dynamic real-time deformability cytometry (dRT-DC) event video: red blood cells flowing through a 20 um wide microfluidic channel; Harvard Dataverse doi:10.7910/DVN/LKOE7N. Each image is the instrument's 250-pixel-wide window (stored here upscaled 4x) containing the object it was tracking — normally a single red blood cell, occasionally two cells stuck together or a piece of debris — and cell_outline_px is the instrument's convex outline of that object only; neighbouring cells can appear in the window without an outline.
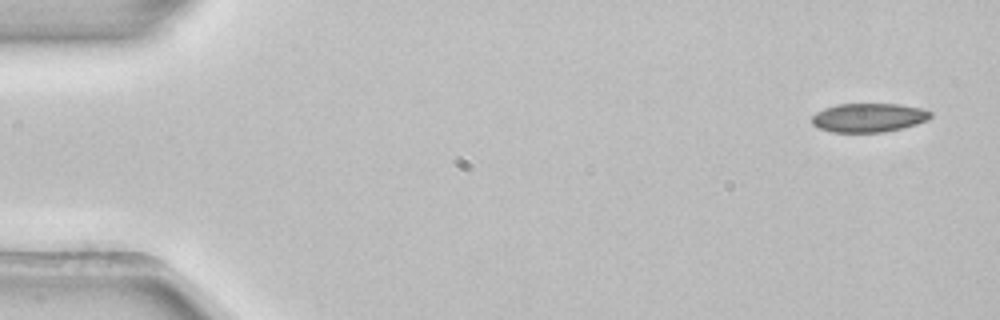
{"species": "common noctule bat (a hibernating species)", "species_latin": "Nyctalus noctula", "temperature_condition": "room temperature", "stored_images_in_passage": 4, "camera_frame_rate_fps": 3000, "um_per_image_px": 0.085, "animal": {"sex": "female", "body_mass_g": 22.7, "forearm_length_mm": 54.2}, "frame": {"image": 1, "passage_image": 1, "time_ms": 0.0, "image_size_px": [1000, 320], "cell_outline_px": [[932, 116], [928, 120], [916, 124], [884, 132], [832, 132], [820, 128], [812, 124], [812, 116], [816, 112], [824, 108], [836, 104], [900, 104], [920, 108], [932, 112]], "centroid_in_image_um": [73.83, 9.99], "position_along_channel_um": 11.2, "area_um2": 19.94}}
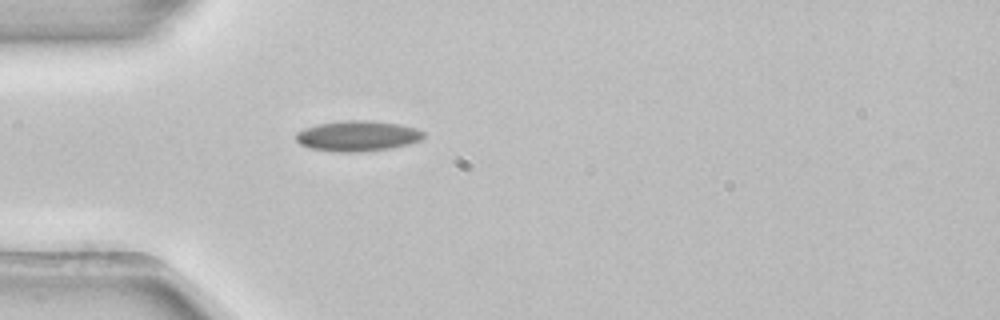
{"frame": {"image": 2, "passage_image": 4, "time_ms": 1.0, "image_size_px": [1000, 320], "cell_outline_px": [[424, 136], [420, 140], [408, 144], [368, 152], [332, 152], [308, 148], [300, 144], [296, 140], [296, 132], [304, 128], [316, 124], [344, 120], [368, 120], [400, 124], [416, 128], [424, 132]], "centroid_in_image_um": [30.35, 11.56], "position_along_channel_um": 54.6, "area_um2": 22.95}}